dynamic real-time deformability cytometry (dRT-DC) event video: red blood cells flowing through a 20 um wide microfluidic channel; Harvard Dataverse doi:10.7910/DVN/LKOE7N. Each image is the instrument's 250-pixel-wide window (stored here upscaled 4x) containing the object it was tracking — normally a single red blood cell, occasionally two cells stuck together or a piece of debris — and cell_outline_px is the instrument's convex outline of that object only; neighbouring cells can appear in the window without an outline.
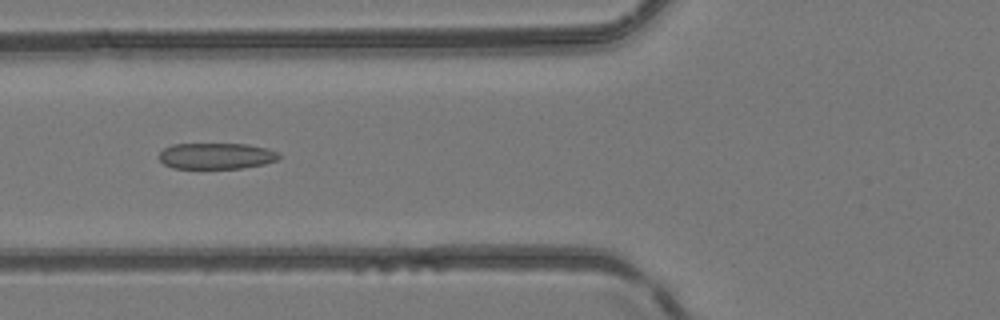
{"species": "common noctule bat (a hibernating species)", "species_latin": "Nyctalus noctula", "temperature_condition": "room temperature", "stored_images_in_passage": 36, "camera_frame_rate_fps": 3000, "um_per_image_px": 0.085, "animal": {"sex": "female", "body_mass_g": 24.6, "forearm_length_mm": 56.2}, "frame": {"image": 1, "passage_image": 9, "time_ms": 2.667, "image_size_px": [1000, 320], "cell_outline_px": [[280, 156], [276, 160], [264, 164], [240, 168], [172, 168], [164, 164], [156, 156], [164, 148], [172, 144], [248, 144], [268, 148], [280, 152]], "centroid_in_image_um": [18.37, 13.25], "position_along_channel_um": 107.4, "area_um2": 18.38}}
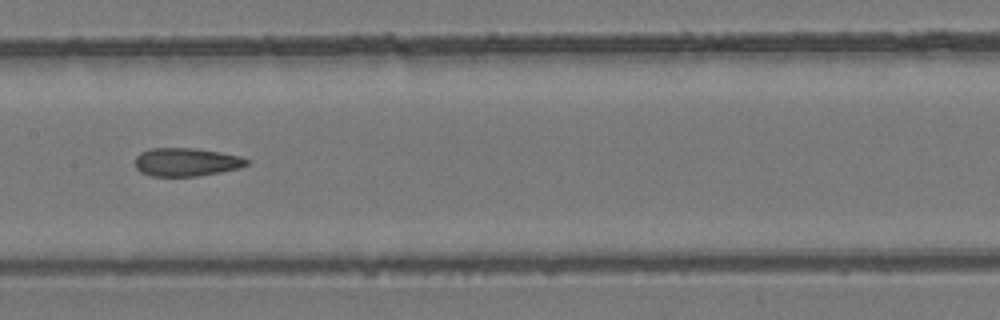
{"frame": {"image": 2, "passage_image": 15, "time_ms": 4.667, "image_size_px": [1000, 320], "cell_outline_px": [[248, 164], [240, 168], [220, 172], [196, 176], [152, 176], [140, 172], [136, 168], [136, 156], [140, 152], [152, 148], [192, 148], [220, 152], [240, 156], [248, 160]], "centroid_in_image_um": [15.82, 13.77], "position_along_channel_um": 191.6, "area_um2": 18.32}}
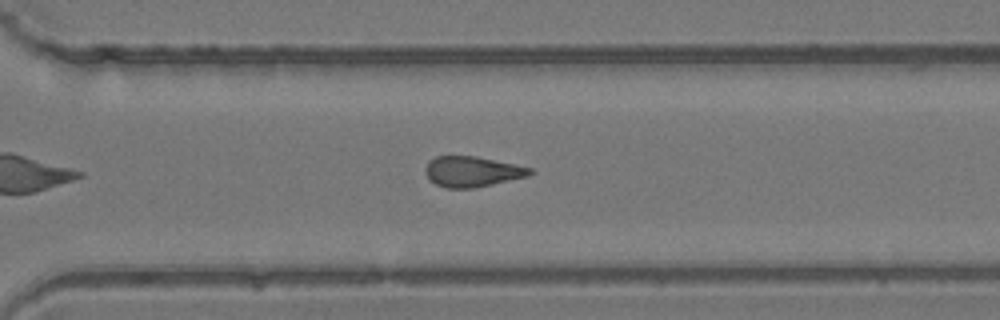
{"frame": {"image": 3, "passage_image": 25, "time_ms": 8.0, "image_size_px": [1000, 320], "cell_outline_px": [[532, 172], [528, 176], [492, 184], [472, 188], [444, 188], [436, 184], [424, 172], [424, 168], [428, 160], [436, 156], [476, 156], [516, 164], [532, 168]], "centroid_in_image_um": [40.11, 14.57], "position_along_channel_um": 330.5, "area_um2": 18.55}}